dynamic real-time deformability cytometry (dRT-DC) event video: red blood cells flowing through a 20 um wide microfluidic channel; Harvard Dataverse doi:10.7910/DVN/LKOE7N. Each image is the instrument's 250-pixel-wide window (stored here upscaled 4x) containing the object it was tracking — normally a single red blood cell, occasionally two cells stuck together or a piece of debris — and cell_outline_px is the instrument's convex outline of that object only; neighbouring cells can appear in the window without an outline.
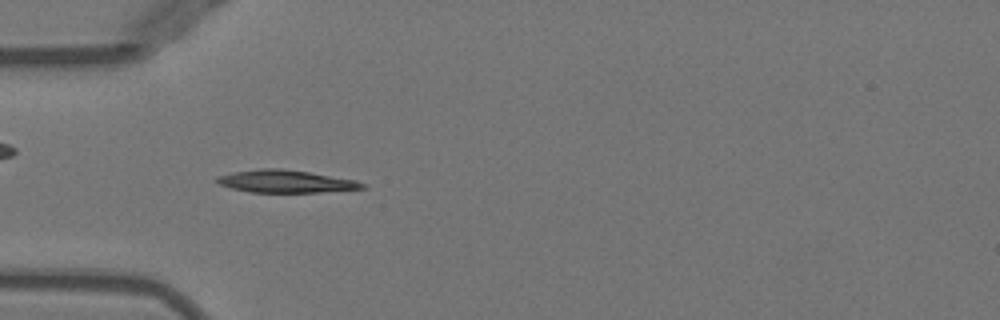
{"species": "Egyptian fruit bat (a non-hibernating species)", "species_latin": "Rousettus aegyptiacus", "temperature_condition": "warm", "stored_images_in_passage": 50, "camera_frame_rate_fps": 3000, "um_per_image_px": 0.085, "animal": {"sex": "female"}, "frame": {"image": 1, "passage_image": 15, "time_ms": 4.667, "image_size_px": [1000, 320], "cell_outline_px": [[368, 188], [320, 192], [252, 192], [232, 188], [220, 184], [216, 180], [216, 176], [232, 172], [260, 168], [280, 168], [308, 172], [356, 180], [364, 184]], "centroid_in_image_um": [24.28, 15.41], "position_along_channel_um": 60.7, "area_um2": 18.96}}
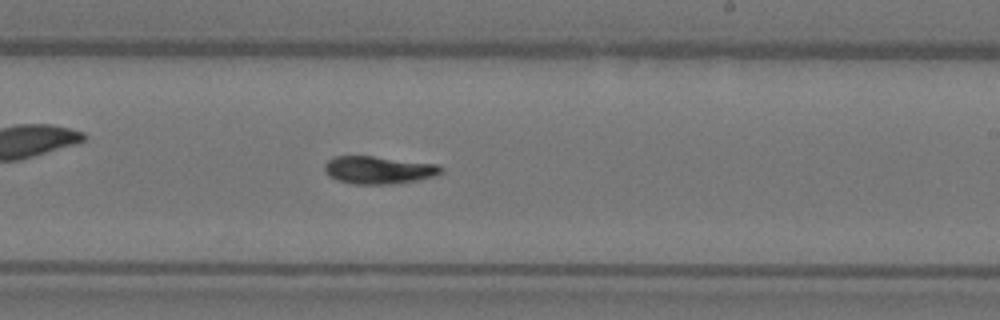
{"frame": {"image": 2, "passage_image": 30, "time_ms": 9.667, "image_size_px": [1000, 320], "cell_outline_px": [[444, 172], [432, 176], [416, 180], [396, 184], [352, 184], [336, 180], [328, 176], [324, 172], [324, 164], [332, 156], [372, 156], [440, 164], [444, 168]], "centroid_in_image_um": [32.16, 14.45], "position_along_channel_um": 256.8, "area_um2": 19.07}}
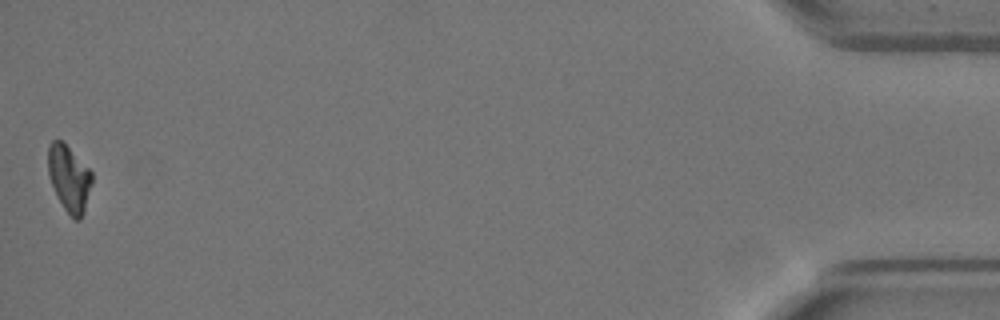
{"frame": {"image": 3, "passage_image": 50, "time_ms": 16.333, "image_size_px": [1000, 320], "cell_outline_px": [[92, 184], [84, 212], [80, 220], [76, 220], [64, 208], [48, 176], [48, 144], [52, 140], [60, 140], [92, 172]], "centroid_in_image_um": [5.87, 15.16], "position_along_channel_um": 429.3, "area_um2": 16.53}, "authors_computed_cell_mechanics": {"area_um2": 18.3226, "velocity_mm_per_s": 3.9731, "shape_relaxation_time_tau1_ms": 4.3115, "shape_relaxation_time_tau2_ms": 5.0505, "deformation_change_tau1": 0.1986, "deformation_change_tau2": 0.0947}}